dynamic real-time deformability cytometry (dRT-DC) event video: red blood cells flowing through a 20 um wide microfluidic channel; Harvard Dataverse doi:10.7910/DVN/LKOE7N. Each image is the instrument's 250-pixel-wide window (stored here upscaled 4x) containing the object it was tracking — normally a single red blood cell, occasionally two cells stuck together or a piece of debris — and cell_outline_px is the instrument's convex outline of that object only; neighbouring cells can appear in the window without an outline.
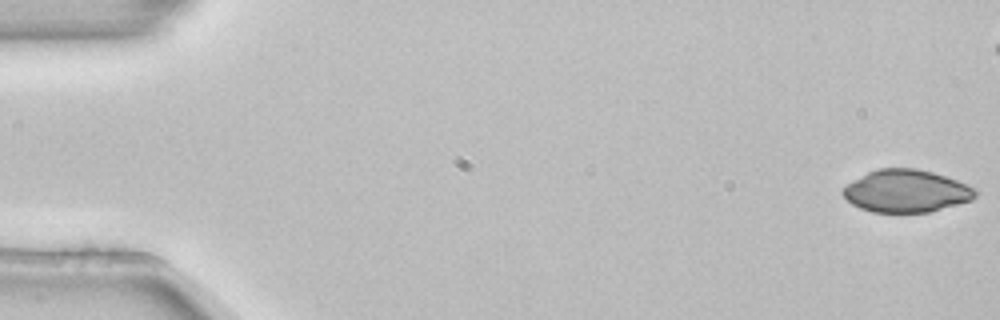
{"species": "common noctule bat (a hibernating species)", "species_latin": "Nyctalus noctula", "temperature_condition": "room temperature", "stored_images_in_passage": 6, "camera_frame_rate_fps": 3000, "um_per_image_px": 0.085, "animal": {"sex": "female", "body_mass_g": 22.7, "forearm_length_mm": 54.2}, "frame": {"image": 1, "passage_image": 1, "time_ms": 0.0, "image_size_px": [1000, 320], "cell_outline_px": [[980, 192], [972, 200], [928, 212], [872, 212], [860, 208], [852, 204], [840, 192], [848, 184], [868, 172], [876, 168], [916, 168], [932, 172], [968, 184]], "centroid_in_image_um": [77.05, 16.24], "position_along_channel_um": 8.0, "area_um2": 32.66}}